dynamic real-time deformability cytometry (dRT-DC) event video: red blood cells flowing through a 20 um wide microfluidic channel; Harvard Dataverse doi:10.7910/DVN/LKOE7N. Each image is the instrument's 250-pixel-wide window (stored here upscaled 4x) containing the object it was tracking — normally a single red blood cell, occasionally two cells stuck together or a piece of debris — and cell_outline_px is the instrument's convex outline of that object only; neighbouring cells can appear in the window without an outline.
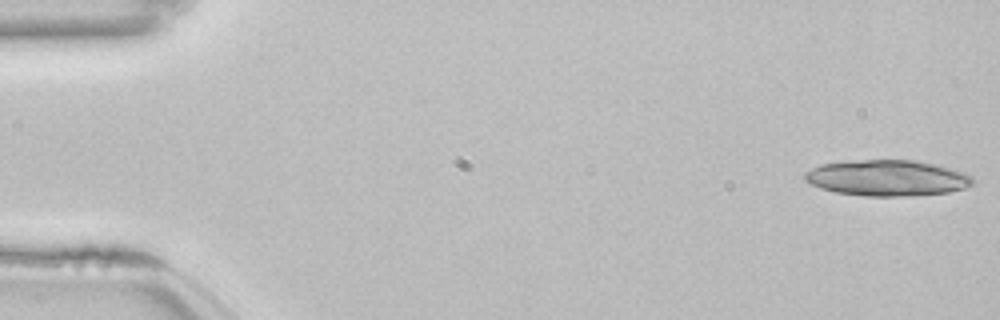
{"species": "common noctule bat (a hibernating species)", "species_latin": "Nyctalus noctula", "temperature_condition": "room temperature", "stored_images_in_passage": 40, "camera_frame_rate_fps": 3000, "um_per_image_px": 0.085, "animal": {"sex": "female", "body_mass_g": 22.7, "forearm_length_mm": 54.2}, "frame": {"image": 1, "passage_image": 1, "time_ms": 0.0, "image_size_px": [1000, 320], "cell_outline_px": [[972, 184], [964, 188], [948, 192], [912, 196], [864, 196], [836, 192], [820, 188], [804, 180], [804, 172], [820, 164], [852, 160], [916, 160], [964, 172], [972, 176]], "centroid_in_image_um": [75.37, 15.13], "position_along_channel_um": 9.6, "area_um2": 35.14}}
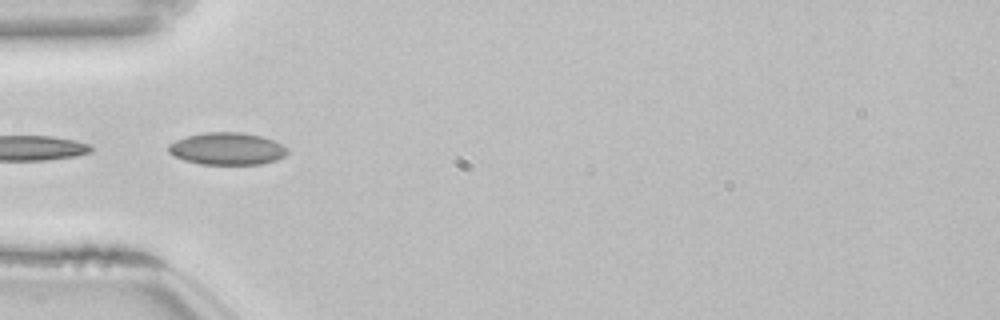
{"frame": {"image": 2, "passage_image": 17, "time_ms": 5.333, "image_size_px": [1000, 320], "cell_outline_px": [[288, 152], [284, 156], [276, 160], [260, 164], [200, 164], [184, 160], [172, 156], [168, 152], [168, 144], [176, 140], [188, 136], [204, 132], [244, 132], [260, 136], [272, 140], [288, 148]], "centroid_in_image_um": [19.28, 12.64], "position_along_channel_um": 65.7, "area_um2": 22.37}}